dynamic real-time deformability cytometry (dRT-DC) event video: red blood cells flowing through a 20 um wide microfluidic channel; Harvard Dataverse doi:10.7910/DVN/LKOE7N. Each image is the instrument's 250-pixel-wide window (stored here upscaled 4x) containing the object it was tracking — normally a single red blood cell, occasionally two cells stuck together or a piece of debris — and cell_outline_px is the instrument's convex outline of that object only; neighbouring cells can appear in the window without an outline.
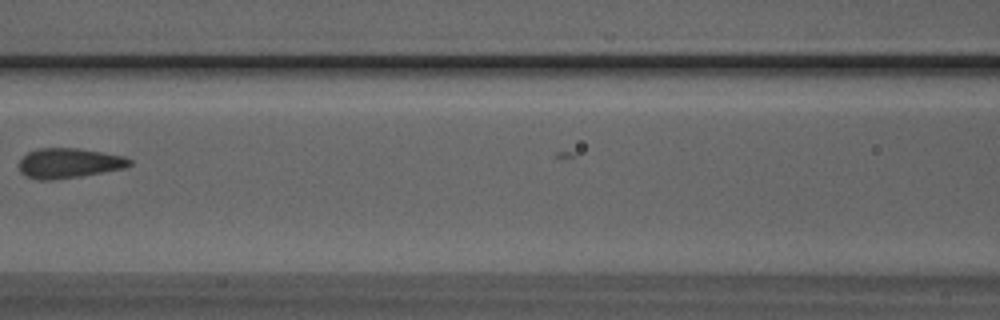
{"species": "Egyptian fruit bat (a non-hibernating species)", "species_latin": "Rousettus aegyptiacus", "temperature_condition": "room temperature", "stored_images_in_passage": 8, "camera_frame_rate_fps": 3000, "um_per_image_px": 0.085, "animal": {"sex": "male"}, "frame": {"image": 1, "passage_image": 7, "time_ms": 2.0, "image_size_px": [1000, 320], "cell_outline_px": [[132, 164], [124, 168], [80, 176], [52, 180], [40, 180], [24, 176], [20, 172], [16, 164], [28, 152], [40, 148], [76, 148], [124, 156], [132, 160]], "centroid_in_image_um": [5.81, 13.87], "position_along_channel_um": 160.8, "area_um2": 19.31}}